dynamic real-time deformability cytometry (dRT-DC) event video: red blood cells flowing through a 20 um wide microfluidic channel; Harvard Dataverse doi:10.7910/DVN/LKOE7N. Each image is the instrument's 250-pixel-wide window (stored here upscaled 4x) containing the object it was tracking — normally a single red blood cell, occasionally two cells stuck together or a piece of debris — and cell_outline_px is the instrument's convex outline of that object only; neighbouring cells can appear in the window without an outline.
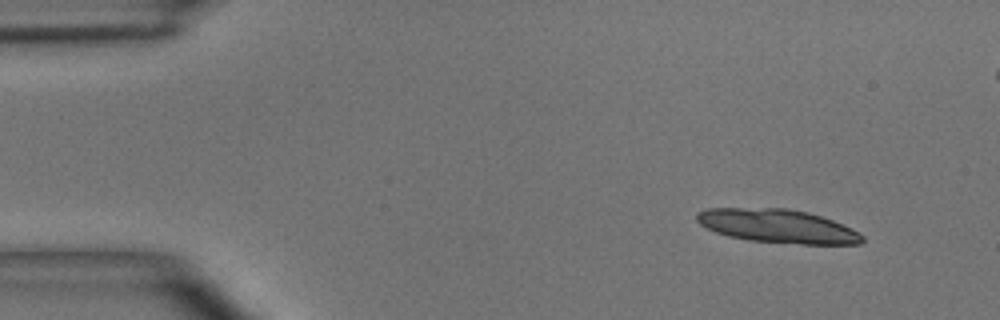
{"species": "common noctule bat (a hibernating species)", "species_latin": "Nyctalus noctula", "temperature_condition": "room temperature", "stored_images_in_passage": 4, "camera_frame_rate_fps": 3000, "um_per_image_px": 0.085, "animal": {"sex": "male", "body_mass_g": 15.6}, "frame": {"image": 1, "passage_image": 1, "time_ms": 0.0, "image_size_px": [1000, 320], "cell_outline_px": [[864, 240], [860, 244], [804, 244], [748, 240], [728, 236], [716, 232], [700, 224], [696, 220], [696, 212], [708, 208], [788, 208], [808, 212], [832, 220], [852, 228], [860, 232], [864, 236]], "centroid_in_image_um": [66.11, 19.21], "position_along_channel_um": 18.9, "area_um2": 32.43}}